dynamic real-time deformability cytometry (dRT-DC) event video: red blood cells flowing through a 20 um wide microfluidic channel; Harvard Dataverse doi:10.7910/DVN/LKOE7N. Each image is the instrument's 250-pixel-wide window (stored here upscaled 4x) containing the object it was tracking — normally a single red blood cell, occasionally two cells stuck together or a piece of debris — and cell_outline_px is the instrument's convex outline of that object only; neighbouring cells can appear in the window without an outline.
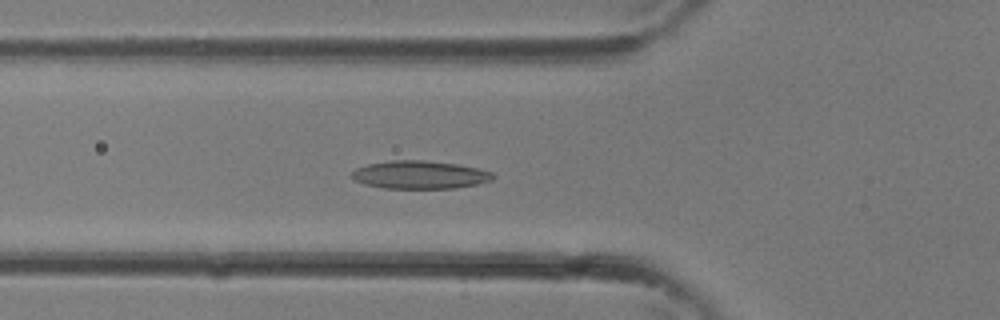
{"species": "common noctule bat (a hibernating species)", "species_latin": "Nyctalus noctula", "temperature_condition": "room temperature", "stored_images_in_passage": 29, "camera_frame_rate_fps": 3000, "um_per_image_px": 0.085, "animal": {"sex": "female"}, "frame": {"image": 1, "passage_image": 7, "time_ms": 2.0, "image_size_px": [1000, 320], "cell_outline_px": [[496, 176], [492, 180], [476, 184], [456, 188], [384, 188], [364, 184], [356, 180], [352, 176], [352, 172], [356, 168], [368, 164], [392, 160], [424, 160], [456, 164], [476, 168], [492, 172]], "centroid_in_image_um": [35.69, 14.85], "position_along_channel_um": 90.1, "area_um2": 22.89}}
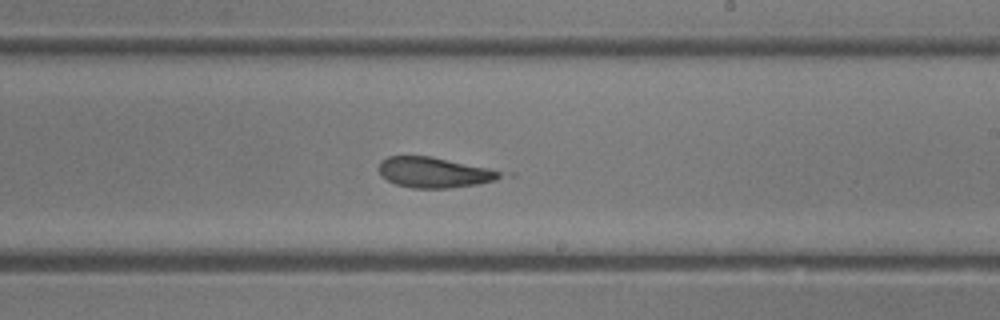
{"frame": {"image": 2, "passage_image": 15, "time_ms": 4.667, "image_size_px": [1000, 320], "cell_outline_px": [[504, 176], [496, 180], [480, 184], [448, 188], [412, 188], [396, 184], [380, 176], [380, 160], [388, 156], [428, 156], [484, 168], [500, 172]], "centroid_in_image_um": [36.84, 14.67], "position_along_channel_um": 252.2, "area_um2": 21.1}}
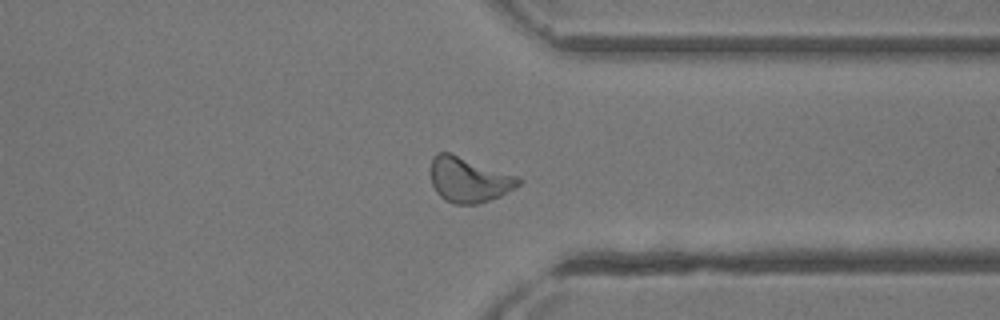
{"frame": {"image": 3, "passage_image": 21, "time_ms": 6.667, "image_size_px": [1000, 320], "cell_outline_px": [[520, 184], [500, 196], [480, 204], [452, 204], [440, 196], [436, 192], [432, 184], [432, 156], [436, 152], [448, 152], [516, 176], [520, 180]], "centroid_in_image_um": [39.82, 15.29], "position_along_channel_um": 371.6, "area_um2": 22.66}}